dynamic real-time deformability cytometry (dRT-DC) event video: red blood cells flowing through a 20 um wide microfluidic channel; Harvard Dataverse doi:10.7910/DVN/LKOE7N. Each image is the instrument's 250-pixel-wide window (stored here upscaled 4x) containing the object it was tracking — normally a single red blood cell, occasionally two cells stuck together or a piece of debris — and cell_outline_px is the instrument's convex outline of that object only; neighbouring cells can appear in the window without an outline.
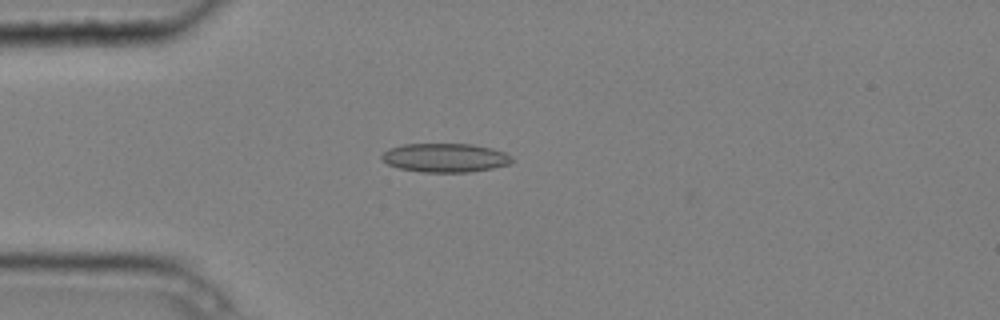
{"species": "common noctule bat (a hibernating species)", "species_latin": "Nyctalus noctula", "temperature_condition": "cold", "stored_images_in_passage": 5, "camera_frame_rate_fps": 3000, "um_per_image_px": 0.085, "animal": {"sex": "male", "body_mass_g": 20.4}, "frame": {"image": 1, "passage_image": 4, "time_ms": 1.0, "image_size_px": [1000, 320], "cell_outline_px": [[512, 160], [508, 164], [492, 168], [472, 172], [420, 172], [400, 168], [388, 164], [380, 156], [388, 148], [404, 144], [472, 144], [492, 148], [504, 152], [512, 156]], "centroid_in_image_um": [37.83, 13.4], "position_along_channel_um": 47.2, "area_um2": 21.85}}